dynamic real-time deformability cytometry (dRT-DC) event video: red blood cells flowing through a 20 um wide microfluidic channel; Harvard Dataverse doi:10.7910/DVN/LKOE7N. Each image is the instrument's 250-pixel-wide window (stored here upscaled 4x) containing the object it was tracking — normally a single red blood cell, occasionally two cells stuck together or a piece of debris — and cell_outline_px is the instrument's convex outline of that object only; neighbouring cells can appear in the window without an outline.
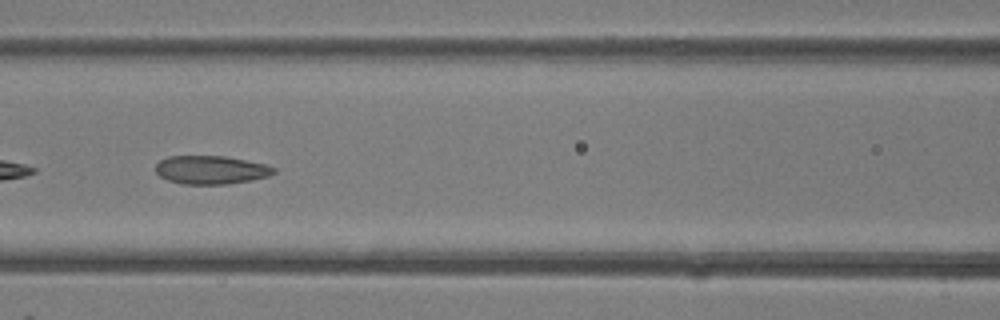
{"species": "common noctule bat (a hibernating species)", "species_latin": "Nyctalus noctula", "temperature_condition": "room temperature", "stored_images_in_passage": 39, "camera_frame_rate_fps": 3000, "um_per_image_px": 0.085, "animal": {"sex": "female"}, "frame": {"image": 1, "passage_image": 17, "time_ms": 5.333, "image_size_px": [1000, 320], "cell_outline_px": [[276, 172], [268, 176], [252, 180], [228, 184], [184, 184], [168, 180], [160, 176], [156, 172], [156, 164], [160, 160], [168, 156], [224, 156], [264, 164], [276, 168]], "centroid_in_image_um": [17.93, 14.44], "position_along_channel_um": 148.7, "area_um2": 19.48}}